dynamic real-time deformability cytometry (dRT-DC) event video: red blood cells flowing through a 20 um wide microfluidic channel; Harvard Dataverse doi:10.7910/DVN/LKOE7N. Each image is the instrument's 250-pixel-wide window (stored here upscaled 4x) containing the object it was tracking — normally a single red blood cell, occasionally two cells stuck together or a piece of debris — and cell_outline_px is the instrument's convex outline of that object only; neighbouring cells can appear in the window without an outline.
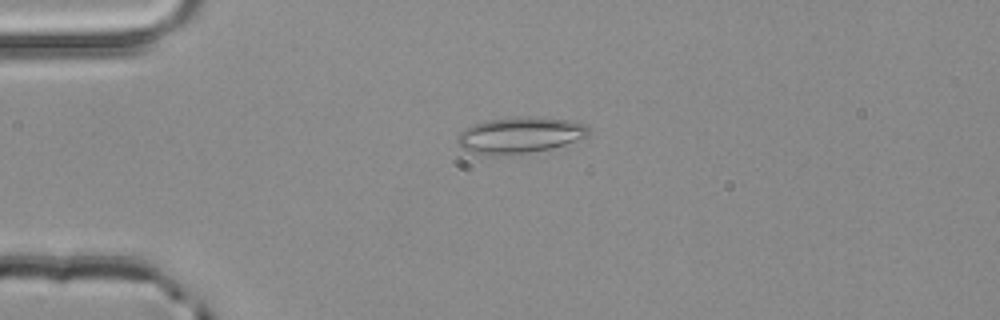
{"species": "common noctule bat (a hibernating species)", "species_latin": "Nyctalus noctula", "temperature_condition": "room temperature", "stored_images_in_passage": 1, "camera_frame_rate_fps": 3000, "um_per_image_px": 0.085, "animal": {"sex": "male", "body_mass_g": 20.4}, "frame": {"image": 1, "passage_image": 1, "time_ms": 0.0, "image_size_px": [1000, 320], "cell_outline_px": [[592, 136], [564, 144], [548, 148], [528, 152], [500, 156], [488, 156], [472, 152], [460, 148], [456, 140], [456, 136], [464, 128], [488, 120], [516, 116], [528, 116], [568, 120], [588, 124], [592, 128]], "centroid_in_image_um": [44.21, 11.48], "position_along_channel_um": 40.8, "area_um2": 28.09}}